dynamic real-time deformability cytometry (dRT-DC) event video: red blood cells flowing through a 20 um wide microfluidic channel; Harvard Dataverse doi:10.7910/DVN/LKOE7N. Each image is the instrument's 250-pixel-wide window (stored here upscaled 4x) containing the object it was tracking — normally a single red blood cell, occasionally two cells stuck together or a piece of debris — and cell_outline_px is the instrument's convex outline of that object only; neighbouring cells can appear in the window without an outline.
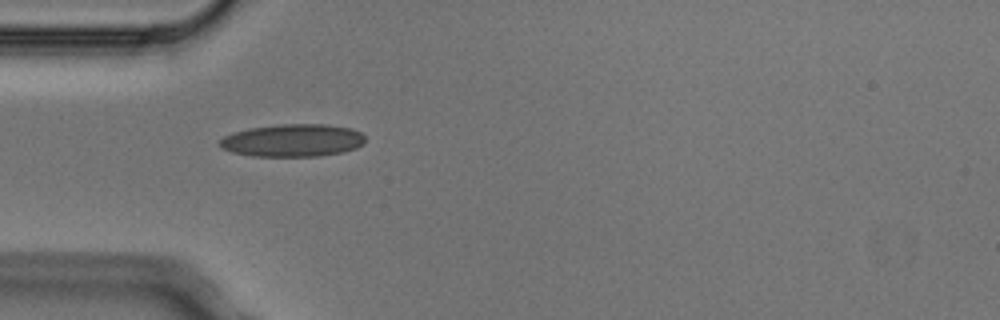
{"species": "Egyptian fruit bat (a non-hibernating species)", "species_latin": "Rousettus aegyptiacus", "temperature_condition": "cold", "stored_images_in_passage": 1, "camera_frame_rate_fps": 3000, "um_per_image_px": 0.085, "animal": {"sex": "male"}, "frame": {"image": 1, "passage_image": 1, "time_ms": 0.0, "image_size_px": [1000, 320], "cell_outline_px": [[364, 144], [356, 148], [344, 152], [320, 156], [252, 156], [232, 152], [220, 148], [220, 140], [224, 136], [232, 132], [248, 128], [280, 124], [328, 124], [352, 128], [360, 132], [364, 136]], "centroid_in_image_um": [24.89, 11.93], "position_along_channel_um": 60.1, "area_um2": 27.92}}